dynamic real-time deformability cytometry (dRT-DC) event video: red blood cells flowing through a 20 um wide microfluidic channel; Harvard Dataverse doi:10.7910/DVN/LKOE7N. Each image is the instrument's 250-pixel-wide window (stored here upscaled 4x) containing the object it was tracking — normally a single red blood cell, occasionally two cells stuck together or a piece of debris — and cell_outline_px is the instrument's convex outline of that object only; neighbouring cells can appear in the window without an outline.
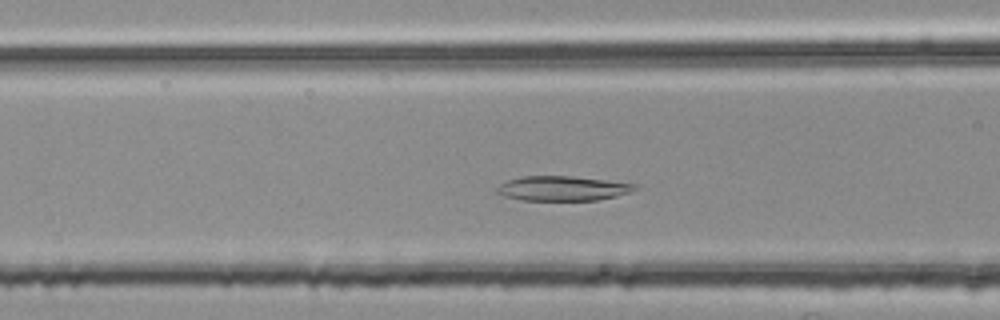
{"species": "common noctule bat (a hibernating species)", "species_latin": "Nyctalus noctula", "temperature_condition": "room temperature", "stored_images_in_passage": 43, "camera_frame_rate_fps": 3000, "um_per_image_px": 0.085, "animal": {"sex": "female", "body_mass_g": 25.1}, "frame": {"image": 1, "passage_image": 14, "time_ms": 4.333, "image_size_px": [1000, 320], "cell_outline_px": [[640, 184], [632, 192], [616, 196], [596, 200], [520, 200], [504, 196], [496, 192], [496, 188], [500, 184], [508, 180], [520, 176], [572, 176]], "centroid_in_image_um": [47.83, 16.01], "position_along_channel_um": 118.8, "area_um2": 19.94}}
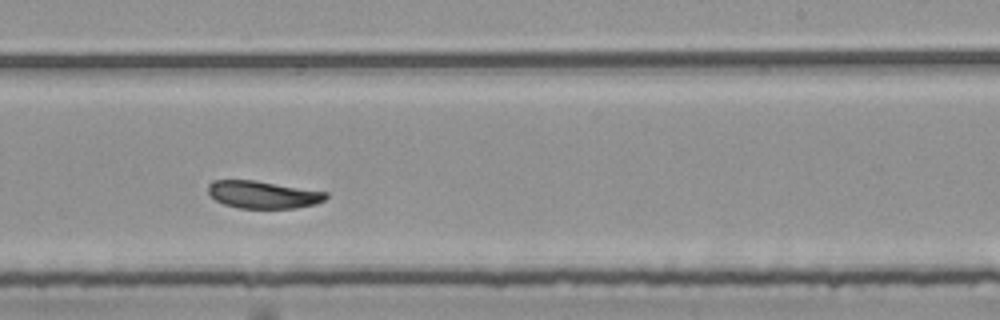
{"frame": {"image": 2, "passage_image": 26, "time_ms": 8.333, "image_size_px": [1000, 320], "cell_outline_px": [[328, 196], [324, 200], [316, 204], [296, 208], [240, 208], [224, 204], [216, 200], [208, 192], [208, 184], [216, 180], [256, 180], [328, 192]], "centroid_in_image_um": [22.38, 16.54], "position_along_channel_um": 266.6, "area_um2": 18.84}}
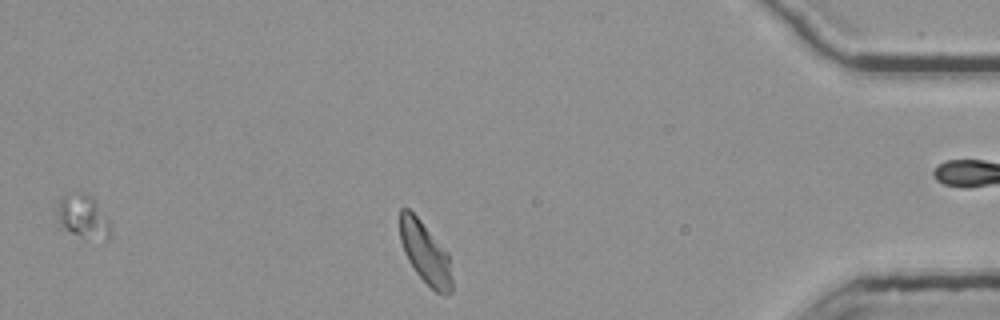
{"frame": {"image": 3, "passage_image": 40, "time_ms": 13.0, "image_size_px": [1000, 320], "cell_outline_px": [[452, 292], [444, 296], [436, 292], [416, 272], [408, 260], [404, 252], [400, 240], [400, 208], [408, 208], [420, 220], [448, 252], [452, 280]], "centroid_in_image_um": [36.15, 21.51], "position_along_channel_um": 399.0, "area_um2": 18.61}, "authors_computed_cell_mechanics": {"area_um2": 19.8254, "velocity_mm_per_s": 3.705, "shape_relaxation_time_tau1_ms": 10.792, "shape_relaxation_time_tau2_ms": 5.2957, "deformation_change_tau1": 0.2184, "deformation_change_tau2": 0.1056}}